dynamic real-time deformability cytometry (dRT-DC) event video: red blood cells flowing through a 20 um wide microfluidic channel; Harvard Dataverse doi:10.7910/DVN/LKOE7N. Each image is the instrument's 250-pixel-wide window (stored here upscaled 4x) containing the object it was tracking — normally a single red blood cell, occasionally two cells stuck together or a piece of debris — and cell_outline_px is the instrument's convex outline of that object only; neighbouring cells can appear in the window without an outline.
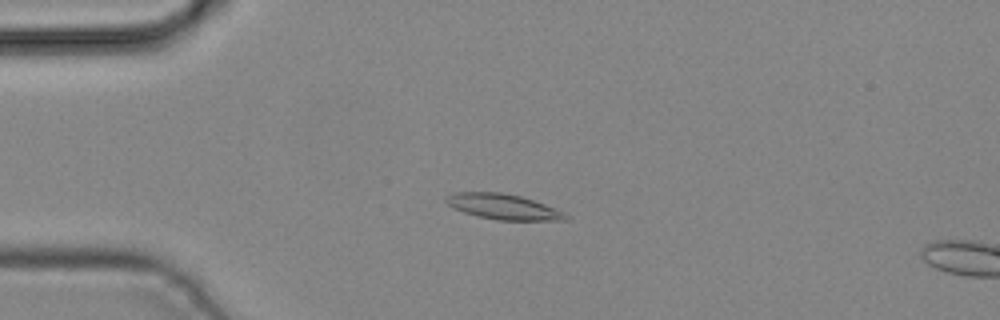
{"species": "common noctule bat (a hibernating species)", "species_latin": "Nyctalus noctula", "temperature_condition": "cold", "stored_images_in_passage": 2, "camera_frame_rate_fps": 3000, "um_per_image_px": 0.085, "animal": {"sex": "male", "body_mass_g": 19.2, "forearm_length_mm": 51.8}, "frame": {"image": 1, "passage_image": 1, "time_ms": 0.0, "image_size_px": [1000, 320], "cell_outline_px": [[572, 216], [568, 220], [496, 220], [476, 216], [452, 208], [444, 200], [444, 196], [452, 192], [500, 192], [520, 196], [556, 208]], "centroid_in_image_um": [42.76, 17.57], "position_along_channel_um": 42.2, "area_um2": 17.92}}